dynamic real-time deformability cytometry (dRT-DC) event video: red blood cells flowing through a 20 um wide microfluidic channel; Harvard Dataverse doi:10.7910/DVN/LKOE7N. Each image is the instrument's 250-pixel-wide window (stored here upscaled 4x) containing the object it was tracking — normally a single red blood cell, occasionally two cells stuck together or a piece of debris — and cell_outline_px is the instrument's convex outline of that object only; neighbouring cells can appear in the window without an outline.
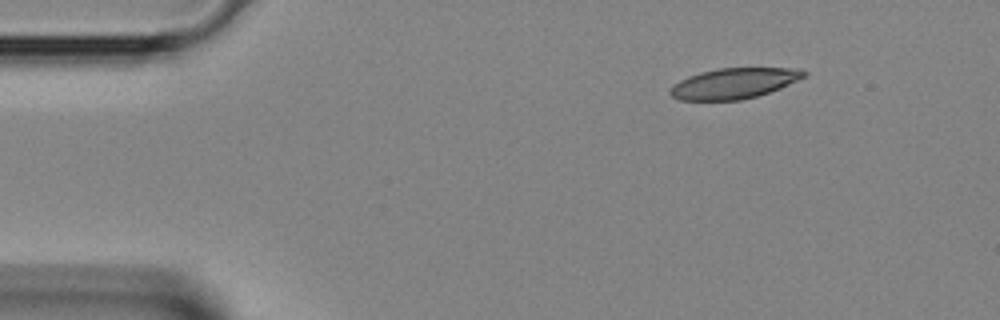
{"species": "Egyptian fruit bat (a non-hibernating species)", "species_latin": "Rousettus aegyptiacus", "temperature_condition": "room temperature", "stored_images_in_passage": 2, "camera_frame_rate_fps": 3000, "um_per_image_px": 0.085, "animal": {"sex": "female"}, "frame": {"image": 1, "passage_image": 1, "time_ms": 0.0, "image_size_px": [1000, 320], "cell_outline_px": [[808, 72], [804, 76], [780, 88], [756, 96], [740, 100], [680, 100], [672, 96], [668, 92], [668, 88], [672, 84], [688, 76], [700, 72], [716, 68], [788, 68]], "centroid_in_image_um": [62.29, 7.09], "position_along_channel_um": 22.7, "area_um2": 23.64}}